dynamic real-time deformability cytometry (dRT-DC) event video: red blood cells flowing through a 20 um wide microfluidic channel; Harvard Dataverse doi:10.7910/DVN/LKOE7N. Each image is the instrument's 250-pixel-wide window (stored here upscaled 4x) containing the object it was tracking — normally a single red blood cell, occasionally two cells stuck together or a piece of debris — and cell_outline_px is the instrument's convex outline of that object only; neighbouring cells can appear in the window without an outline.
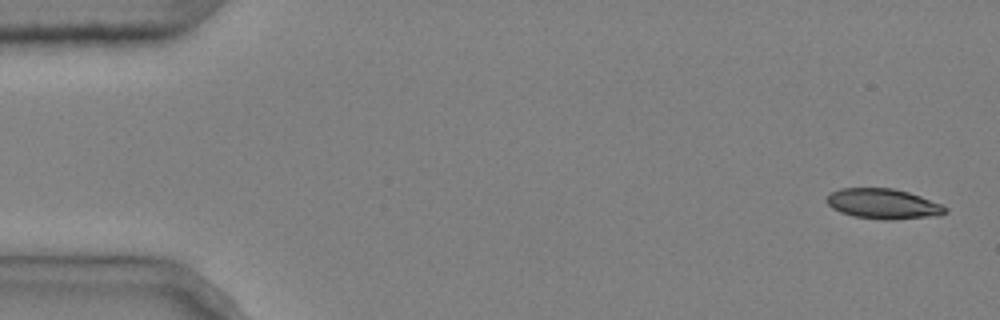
{"species": "common noctule bat (a hibernating species)", "species_latin": "Nyctalus noctula", "temperature_condition": "cold", "stored_images_in_passage": 6, "camera_frame_rate_fps": 3000, "um_per_image_px": 0.085, "animal": {"sex": "male", "body_mass_g": 20.4}, "frame": {"image": 1, "passage_image": 1, "time_ms": 0.0, "image_size_px": [1000, 320], "cell_outline_px": [[948, 212], [940, 216], [892, 220], [880, 220], [852, 216], [840, 212], [832, 208], [828, 204], [828, 196], [832, 192], [840, 188], [892, 188], [908, 192], [920, 196], [940, 204], [948, 208]], "centroid_in_image_um": [75.11, 17.34], "position_along_channel_um": 9.9, "area_um2": 20.98}}
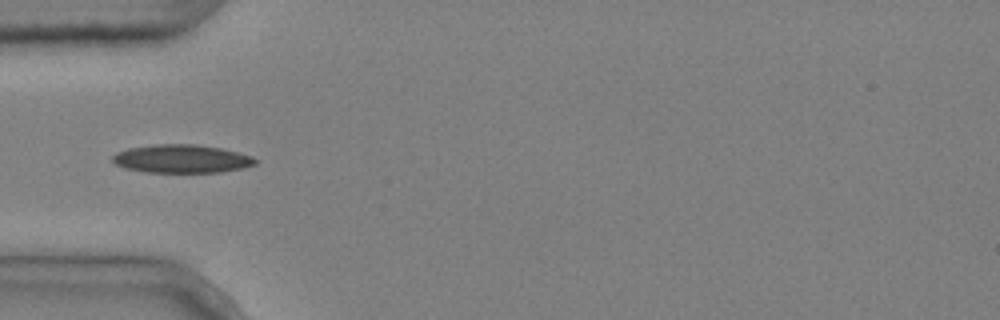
{"frame": {"image": 2, "passage_image": 4, "time_ms": 1.0, "image_size_px": [1000, 320], "cell_outline_px": [[256, 164], [244, 168], [220, 172], [148, 172], [124, 168], [116, 164], [112, 160], [112, 156], [116, 152], [128, 148], [156, 144], [196, 144], [220, 148], [252, 156], [256, 160]], "centroid_in_image_um": [15.42, 13.49], "position_along_channel_um": 69.6, "area_um2": 23.47}}